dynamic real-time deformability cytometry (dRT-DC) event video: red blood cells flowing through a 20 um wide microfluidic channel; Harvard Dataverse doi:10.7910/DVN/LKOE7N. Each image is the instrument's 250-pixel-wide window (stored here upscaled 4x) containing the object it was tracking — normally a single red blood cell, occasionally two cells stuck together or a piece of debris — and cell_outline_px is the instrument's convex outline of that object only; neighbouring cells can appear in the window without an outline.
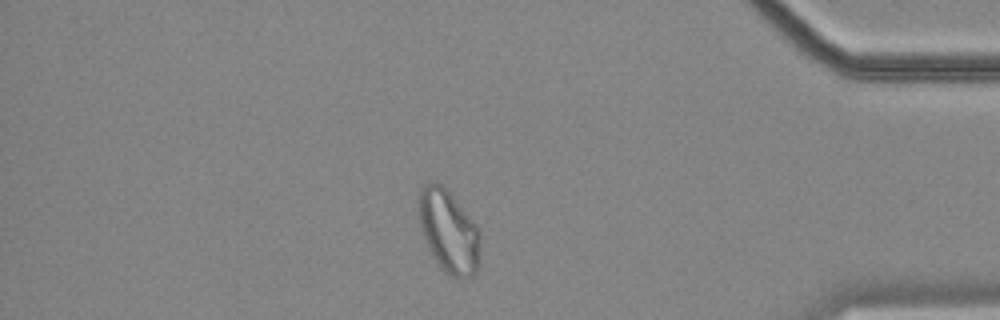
{"species": "common noctule bat (a hibernating species)", "species_latin": "Nyctalus noctula", "temperature_condition": "cold", "stored_images_in_passage": 44, "camera_frame_rate_fps": 3000, "um_per_image_px": 0.085, "animal": {"sex": "female", "body_mass_g": 18.4}, "frame": {"image": 1, "passage_image": 38, "time_ms": 12.333, "image_size_px": [1000, 320], "cell_outline_px": [[480, 256], [476, 272], [472, 276], [460, 280], [444, 272], [440, 268], [424, 236], [420, 224], [416, 204], [416, 200], [424, 184], [432, 180], [440, 184], [452, 196], [476, 224], [480, 232]], "centroid_in_image_um": [38.14, 19.67], "position_along_channel_um": 397.1, "area_um2": 29.71}}